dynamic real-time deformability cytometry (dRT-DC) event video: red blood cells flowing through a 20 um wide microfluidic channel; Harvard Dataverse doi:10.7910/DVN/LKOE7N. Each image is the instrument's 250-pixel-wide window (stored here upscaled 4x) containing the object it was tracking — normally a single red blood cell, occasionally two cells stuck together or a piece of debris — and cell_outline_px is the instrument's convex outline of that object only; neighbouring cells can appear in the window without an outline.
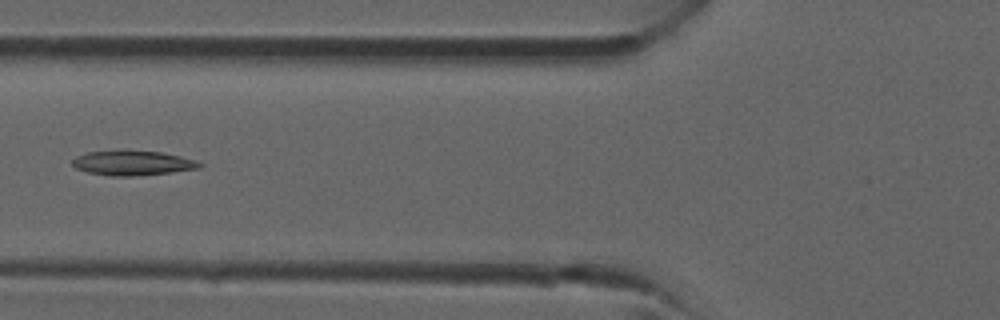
{"species": "common noctule bat (a hibernating species)", "species_latin": "Nyctalus noctula", "temperature_condition": "room temperature", "stored_images_in_passage": 34, "camera_frame_rate_fps": 3000, "um_per_image_px": 0.085, "animal": {"sex": "male", "forearm_length_mm": 52.5}, "frame": {"image": 1, "passage_image": 10, "time_ms": 3.0, "image_size_px": [1000, 320], "cell_outline_px": [[204, 164], [200, 168], [172, 172], [128, 176], [108, 176], [88, 172], [76, 168], [72, 164], [72, 160], [76, 156], [88, 152], [116, 148], [128, 148], [160, 152], [180, 156], [196, 160]], "centroid_in_image_um": [11.24, 13.81], "position_along_channel_um": 114.6, "area_um2": 18.96}}
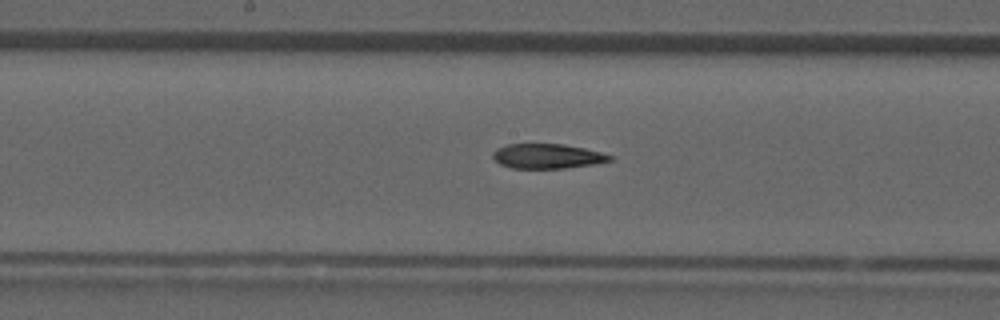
{"frame": {"image": 2, "passage_image": 15, "time_ms": 4.667, "image_size_px": [1000, 320], "cell_outline_px": [[612, 160], [592, 164], [564, 168], [512, 168], [500, 164], [492, 156], [492, 152], [496, 148], [508, 144], [564, 144], [584, 148], [600, 152], [612, 156]], "centroid_in_image_um": [46.48, 13.27], "position_along_channel_um": 201.7, "area_um2": 16.7}}
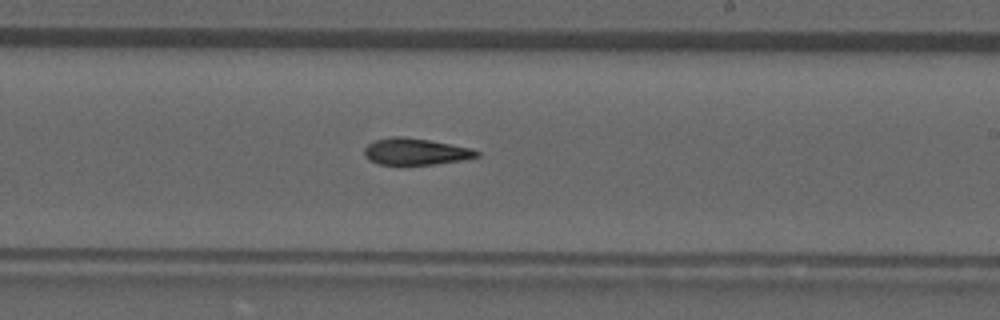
{"frame": {"image": 3, "passage_image": 18, "time_ms": 5.667, "image_size_px": [1000, 320], "cell_outline_px": [[480, 156], [460, 160], [432, 164], [380, 164], [368, 160], [364, 156], [364, 148], [368, 144], [376, 140], [392, 136], [400, 136], [428, 140], [472, 148], [480, 152]], "centroid_in_image_um": [35.3, 12.88], "position_along_channel_um": 253.7, "area_um2": 17.22}}